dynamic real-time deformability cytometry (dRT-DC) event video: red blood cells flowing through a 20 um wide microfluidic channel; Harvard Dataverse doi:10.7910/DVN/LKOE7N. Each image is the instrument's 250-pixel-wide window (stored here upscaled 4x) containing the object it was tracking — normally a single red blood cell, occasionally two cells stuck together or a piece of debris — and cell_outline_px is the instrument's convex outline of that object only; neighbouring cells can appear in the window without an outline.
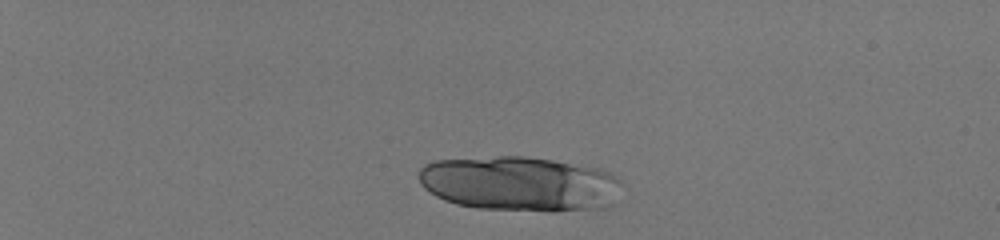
{"species": "human", "species_latin": "Homo sapiens", "temperature_condition": "room temperature", "stored_images_in_passage": 25, "camera_frame_rate_fps": 3000, "um_per_image_px": 0.085, "donor": {"sex": "male"}, "frame": {"image": 1, "passage_image": 6, "time_ms": 1.667, "image_size_px": [1000, 240], "cell_outline_px": [[624, 184], [604, 208], [480, 208], [456, 204], [444, 200], [436, 196], [424, 188], [420, 184], [420, 168], [424, 164], [436, 160], [496, 156], [524, 156], [552, 160], [596, 168], [608, 172], [616, 176]], "centroid_in_image_um": [44.09, 15.56], "position_along_channel_um": 40.9, "area_um2": 63.18}}
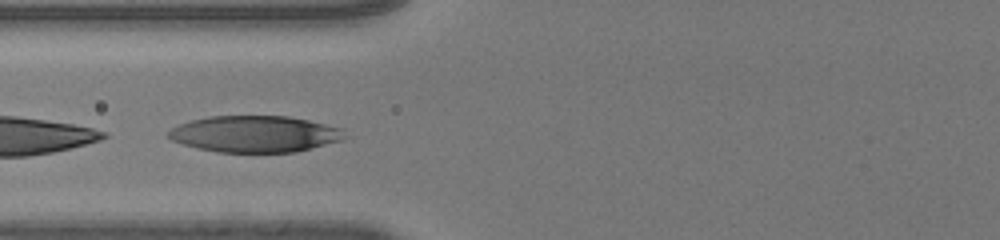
{"frame": {"image": 2, "passage_image": 19, "time_ms": 6.0, "image_size_px": [1000, 240], "cell_outline_px": [[352, 136], [340, 140], [296, 152], [216, 152], [196, 148], [172, 140], [168, 136], [168, 132], [172, 128], [180, 124], [192, 120], [208, 116], [288, 116], [308, 120], [340, 128]], "centroid_in_image_um": [21.68, 11.39], "position_along_channel_um": 104.1, "area_um2": 37.4}}